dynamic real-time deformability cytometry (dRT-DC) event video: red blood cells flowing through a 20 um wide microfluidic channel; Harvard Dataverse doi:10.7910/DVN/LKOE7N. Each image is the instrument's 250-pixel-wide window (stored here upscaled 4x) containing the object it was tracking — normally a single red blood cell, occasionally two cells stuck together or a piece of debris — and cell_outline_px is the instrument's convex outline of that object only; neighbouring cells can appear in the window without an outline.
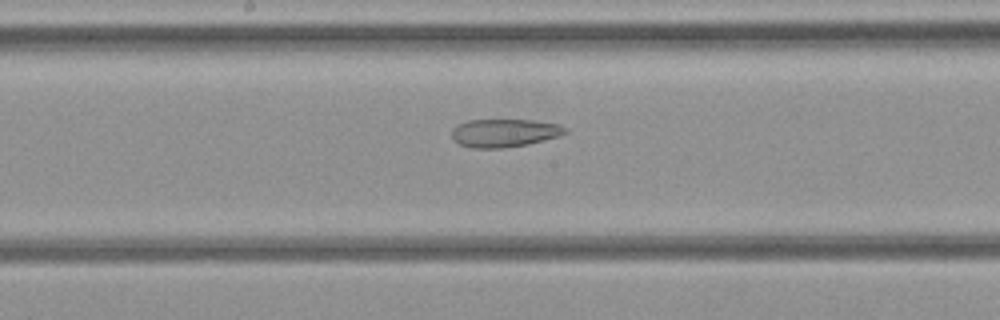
{"species": "common noctule bat (a hibernating species)", "species_latin": "Nyctalus noctula", "temperature_condition": "cold", "stored_images_in_passage": 35, "camera_frame_rate_fps": 3000, "um_per_image_px": 0.085, "animal": {"sex": "female", "body_mass_g": 21.9}, "frame": {"image": 1, "passage_image": 18, "time_ms": 5.667, "image_size_px": [1000, 320], "cell_outline_px": [[568, 132], [560, 136], [528, 144], [504, 148], [472, 148], [460, 144], [452, 140], [452, 128], [456, 124], [468, 120], [532, 120], [560, 124], [568, 128]], "centroid_in_image_um": [42.88, 11.3], "position_along_channel_um": 205.3, "area_um2": 18.84}}
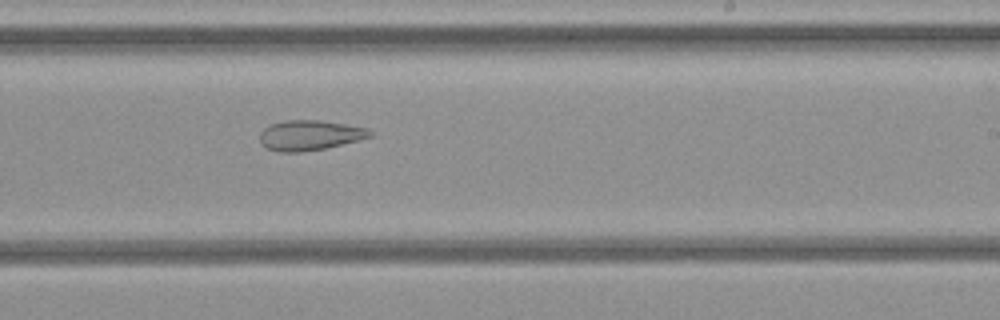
{"frame": {"image": 2, "passage_image": 21, "time_ms": 6.667, "image_size_px": [1000, 320], "cell_outline_px": [[372, 136], [324, 148], [300, 152], [280, 152], [268, 148], [260, 144], [260, 132], [268, 124], [284, 120], [320, 120], [368, 128], [372, 132]], "centroid_in_image_um": [26.27, 11.48], "position_along_channel_um": 262.7, "area_um2": 19.19}}
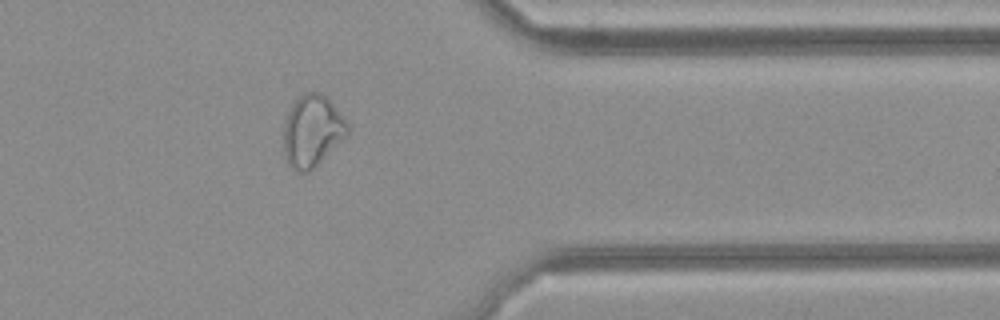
{"frame": {"image": 3, "passage_image": 28, "time_ms": 9.0, "image_size_px": [1000, 320], "cell_outline_px": [[348, 136], [312, 168], [304, 172], [292, 172], [284, 156], [284, 124], [288, 112], [292, 104], [304, 92], [320, 92], [332, 104], [348, 124]], "centroid_in_image_um": [26.51, 11.15], "position_along_channel_um": 384.9, "area_um2": 26.41}}